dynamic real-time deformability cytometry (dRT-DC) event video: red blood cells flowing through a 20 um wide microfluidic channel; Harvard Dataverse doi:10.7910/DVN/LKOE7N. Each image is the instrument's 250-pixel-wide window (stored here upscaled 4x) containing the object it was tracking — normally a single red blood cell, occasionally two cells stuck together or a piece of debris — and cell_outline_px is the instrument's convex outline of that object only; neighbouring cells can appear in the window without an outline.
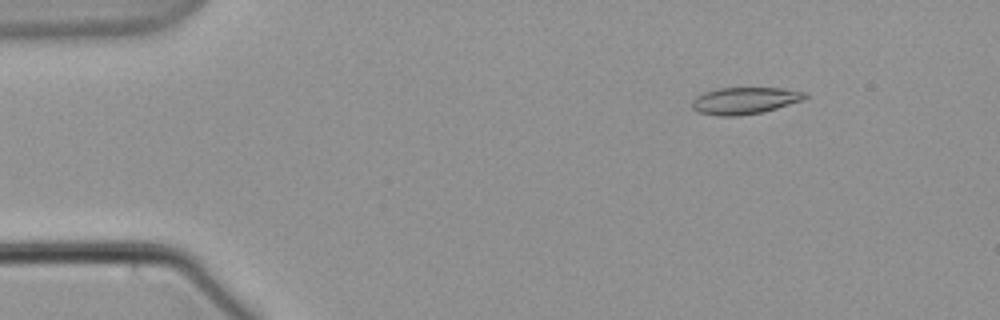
{"species": "common noctule bat (a hibernating species)", "species_latin": "Nyctalus noctula", "temperature_condition": "warm", "stored_images_in_passage": 58, "camera_frame_rate_fps": 3000, "um_per_image_px": 0.085, "animal": {"sex": "male", "body_mass_g": 21.5, "forearm_length_mm": 52.0}, "frame": {"image": 1, "passage_image": 8, "time_ms": 2.333, "image_size_px": [1000, 320], "cell_outline_px": [[808, 96], [804, 100], [764, 112], [740, 116], [720, 116], [700, 112], [692, 108], [692, 100], [696, 96], [704, 92], [716, 88], [784, 88], [808, 92]], "centroid_in_image_um": [63.34, 8.55], "position_along_channel_um": 21.7, "area_um2": 17.92}}
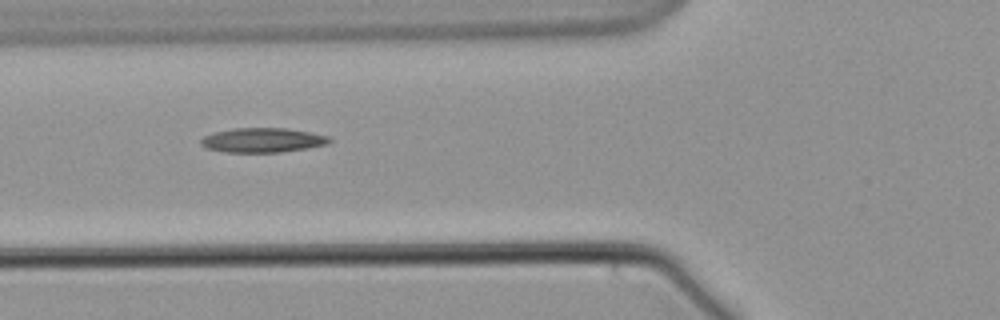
{"frame": {"image": 2, "passage_image": 22, "time_ms": 7.0, "image_size_px": [1000, 320], "cell_outline_px": [[332, 140], [328, 144], [308, 148], [280, 152], [224, 152], [208, 148], [200, 144], [200, 140], [204, 136], [212, 132], [232, 128], [288, 128], [312, 132], [328, 136]], "centroid_in_image_um": [22.33, 11.9], "position_along_channel_um": 103.5, "area_um2": 18.5}}
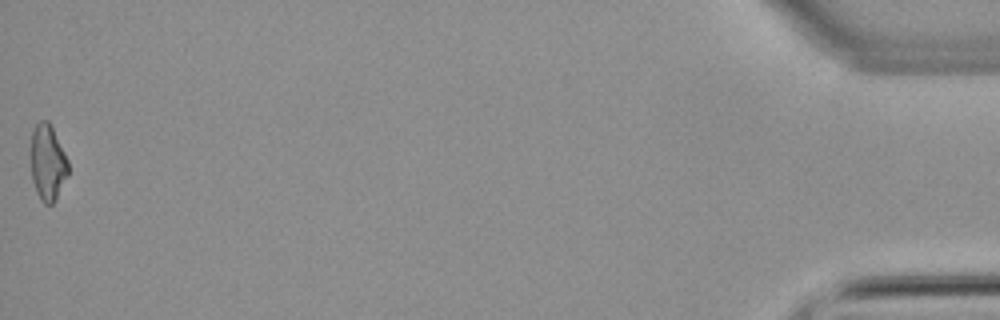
{"frame": {"image": 3, "passage_image": 58, "time_ms": 19.0, "image_size_px": [1000, 320], "cell_outline_px": [[68, 176], [56, 200], [52, 204], [44, 204], [40, 200], [36, 192], [32, 180], [32, 128], [40, 120], [48, 120], [68, 160]], "centroid_in_image_um": [4.06, 13.85], "position_along_channel_um": 431.1, "area_um2": 16.47}}